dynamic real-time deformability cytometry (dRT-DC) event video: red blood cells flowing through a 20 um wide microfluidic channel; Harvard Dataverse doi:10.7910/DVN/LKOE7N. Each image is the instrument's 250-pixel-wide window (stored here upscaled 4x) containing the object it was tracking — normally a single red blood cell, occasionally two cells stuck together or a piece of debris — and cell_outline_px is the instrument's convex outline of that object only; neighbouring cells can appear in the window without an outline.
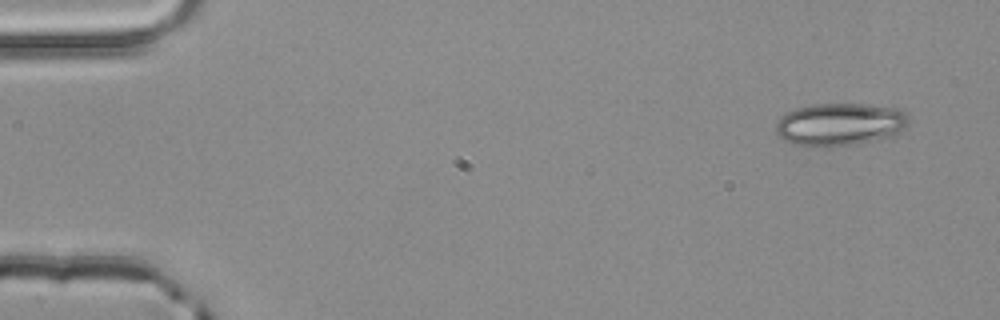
{"species": "common noctule bat (a hibernating species)", "species_latin": "Nyctalus noctula", "temperature_condition": "room temperature", "stored_images_in_passage": 4, "camera_frame_rate_fps": 3000, "um_per_image_px": 0.085, "animal": {"sex": "male", "body_mass_g": 20.4}, "frame": {"image": 1, "passage_image": 1, "time_ms": 0.0, "image_size_px": [1000, 320], "cell_outline_px": [[908, 128], [892, 136], [852, 144], [828, 148], [792, 144], [784, 140], [776, 132], [776, 124], [780, 116], [796, 108], [812, 104], [868, 104], [900, 108], [908, 112]], "centroid_in_image_um": [71.42, 10.56], "position_along_channel_um": 13.6, "area_um2": 33.47}}